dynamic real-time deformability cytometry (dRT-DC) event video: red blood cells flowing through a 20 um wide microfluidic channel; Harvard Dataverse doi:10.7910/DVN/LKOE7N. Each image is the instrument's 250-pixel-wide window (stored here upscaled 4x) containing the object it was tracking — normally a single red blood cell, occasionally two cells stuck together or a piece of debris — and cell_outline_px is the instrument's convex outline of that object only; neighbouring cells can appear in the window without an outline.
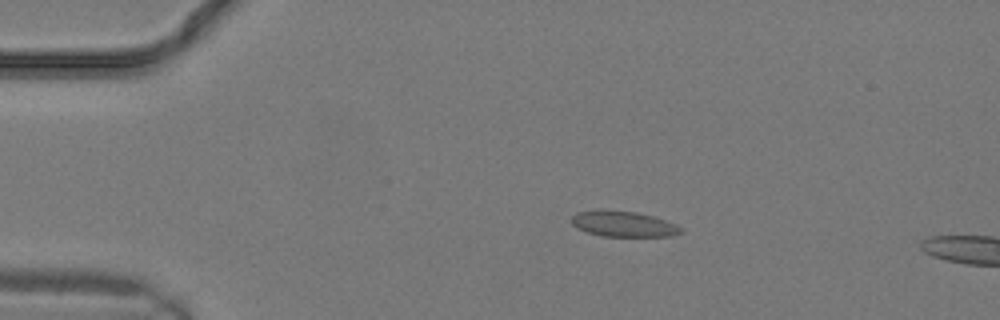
{"species": "common noctule bat (a hibernating species)", "species_latin": "Nyctalus noctula", "temperature_condition": "warm", "stored_images_in_passage": 7, "camera_frame_rate_fps": 3000, "um_per_image_px": 0.085, "animal": {"sex": "male", "body_mass_g": 19.2, "forearm_length_mm": 51.8}, "frame": {"image": 1, "passage_image": 5, "time_ms": 1.333, "image_size_px": [1000, 320], "cell_outline_px": [[684, 232], [672, 236], [604, 236], [588, 232], [576, 228], [572, 224], [572, 216], [576, 212], [600, 208], [636, 212], [652, 216], [676, 224], [684, 228]], "centroid_in_image_um": [52.98, 19.02], "position_along_channel_um": 32.0, "area_um2": 16.59}}